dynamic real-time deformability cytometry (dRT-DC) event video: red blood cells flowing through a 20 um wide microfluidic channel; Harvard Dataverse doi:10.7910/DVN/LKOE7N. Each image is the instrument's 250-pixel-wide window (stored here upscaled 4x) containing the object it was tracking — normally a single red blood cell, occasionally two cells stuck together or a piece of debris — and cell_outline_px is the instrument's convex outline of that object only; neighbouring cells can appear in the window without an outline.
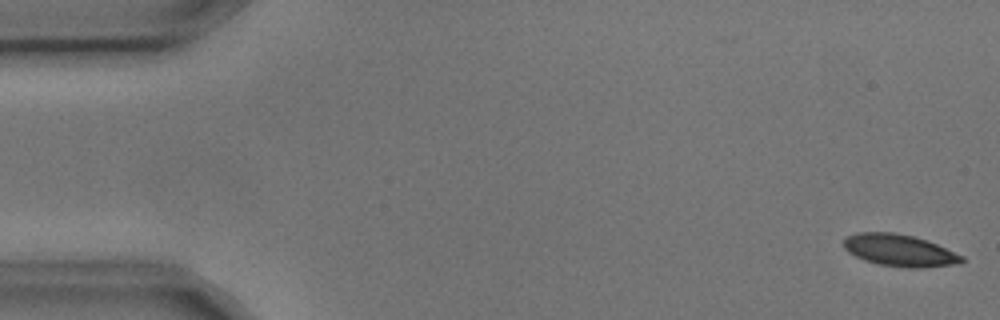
{"species": "common noctule bat (a hibernating species)", "species_latin": "Nyctalus noctula", "temperature_condition": "cold", "stored_images_in_passage": 5, "camera_frame_rate_fps": 3000, "um_per_image_px": 0.085, "animal": {"sex": "male", "body_mass_g": 17.9, "forearm_length_mm": 54.2}, "frame": {"image": 1, "passage_image": 1, "time_ms": 0.0, "image_size_px": [1000, 320], "cell_outline_px": [[964, 260], [960, 264], [916, 268], [908, 268], [880, 264], [864, 260], [848, 252], [844, 248], [844, 240], [848, 236], [856, 232], [896, 232], [912, 236], [936, 244], [964, 256]], "centroid_in_image_um": [76.46, 21.28], "position_along_channel_um": 8.5, "area_um2": 21.85}}
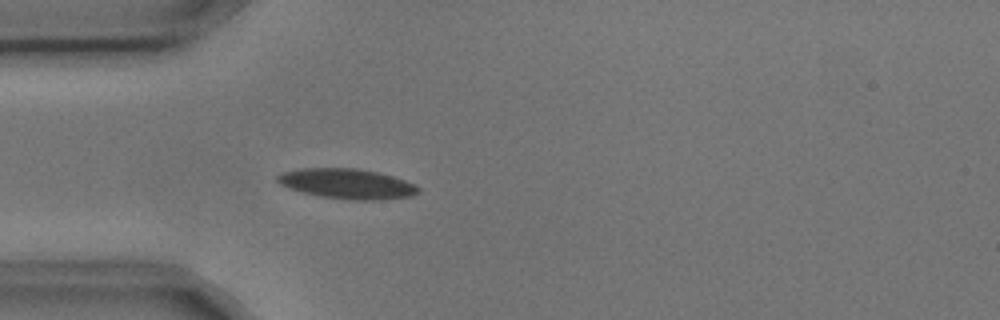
{"frame": {"image": 2, "passage_image": 5, "time_ms": 1.333, "image_size_px": [1000, 320], "cell_outline_px": [[420, 192], [412, 196], [380, 200], [352, 200], [320, 196], [288, 188], [280, 184], [276, 180], [276, 176], [284, 172], [300, 168], [356, 168], [376, 172], [392, 176], [416, 184], [420, 188]], "centroid_in_image_um": [29.53, 15.62], "position_along_channel_um": 55.5, "area_um2": 24.68}}